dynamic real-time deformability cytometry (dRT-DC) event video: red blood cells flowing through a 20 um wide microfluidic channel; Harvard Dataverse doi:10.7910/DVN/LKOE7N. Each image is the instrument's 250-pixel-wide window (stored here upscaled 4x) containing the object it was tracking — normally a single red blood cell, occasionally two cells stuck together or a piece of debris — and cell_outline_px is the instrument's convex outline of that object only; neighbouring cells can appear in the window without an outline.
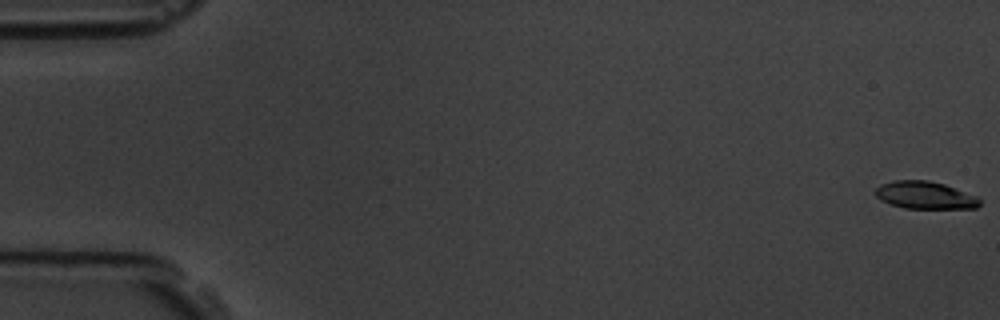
{"species": "common noctule bat (a hibernating species)", "species_latin": "Nyctalus noctula", "temperature_condition": "room temperature", "stored_images_in_passage": 6, "camera_frame_rate_fps": 3000, "um_per_image_px": 0.085, "animal": {"sex": "male", "body_mass_g": 19.5, "forearm_length_mm": 54.6}, "frame": {"image": 1, "passage_image": 1, "time_ms": 0.0, "image_size_px": [1000, 320], "cell_outline_px": [[980, 204], [976, 208], [904, 208], [880, 200], [876, 196], [876, 188], [880, 184], [892, 180], [928, 180], [944, 184], [976, 196], [980, 200]], "centroid_in_image_um": [78.6, 16.58], "position_along_channel_um": 6.4, "area_um2": 16.59}}
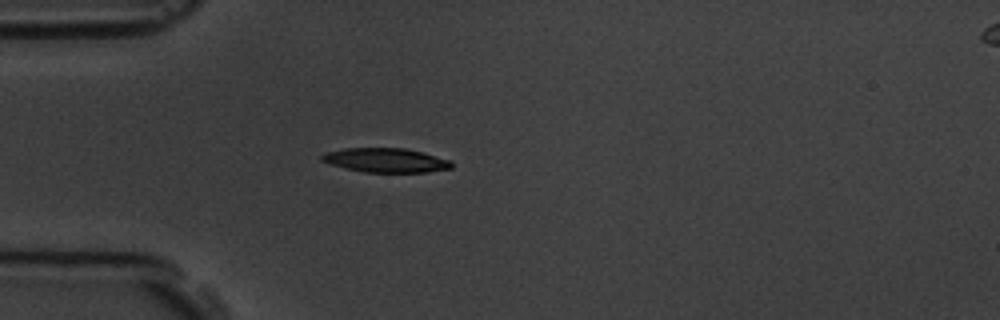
{"frame": {"image": 2, "passage_image": 5, "time_ms": 5.333, "image_size_px": [1000, 320], "cell_outline_px": [[452, 168], [428, 172], [364, 172], [344, 168], [328, 164], [320, 160], [320, 156], [324, 152], [344, 148], [404, 148], [452, 160]], "centroid_in_image_um": [32.74, 13.62], "position_along_channel_um": 52.3, "area_um2": 18.44}}